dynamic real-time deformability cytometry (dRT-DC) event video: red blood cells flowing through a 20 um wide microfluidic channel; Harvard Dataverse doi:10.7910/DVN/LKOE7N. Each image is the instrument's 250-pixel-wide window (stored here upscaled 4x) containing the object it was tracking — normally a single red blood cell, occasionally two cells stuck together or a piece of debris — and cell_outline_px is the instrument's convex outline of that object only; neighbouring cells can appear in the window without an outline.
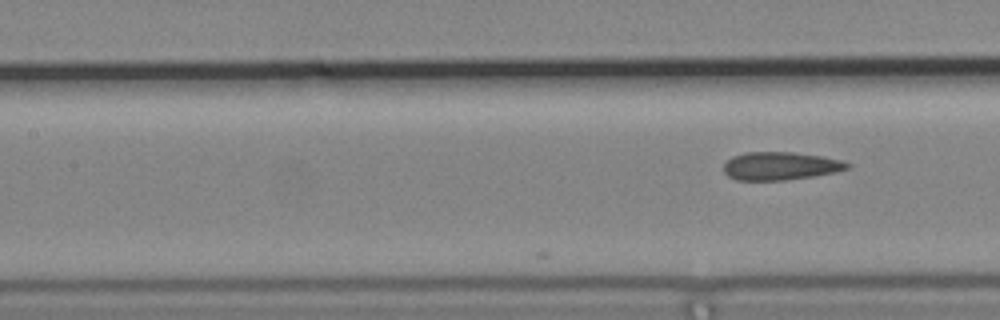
{"species": "common noctule bat (a hibernating species)", "species_latin": "Nyctalus noctula", "temperature_condition": "cold", "stored_images_in_passage": 9, "camera_frame_rate_fps": 3000, "um_per_image_px": 0.085, "animal": {"sex": "male", "body_mass_g": 19.2, "forearm_length_mm": 51.8}, "frame": {"image": 1, "passage_image": 9, "time_ms": 2.667, "image_size_px": [1000, 320], "cell_outline_px": [[852, 164], [848, 168], [836, 172], [812, 176], [784, 180], [736, 180], [728, 176], [724, 172], [724, 164], [732, 156], [744, 152], [792, 152], [824, 156], [840, 160]], "centroid_in_image_um": [66.32, 14.1], "position_along_channel_um": 141.1, "area_um2": 20.23}}